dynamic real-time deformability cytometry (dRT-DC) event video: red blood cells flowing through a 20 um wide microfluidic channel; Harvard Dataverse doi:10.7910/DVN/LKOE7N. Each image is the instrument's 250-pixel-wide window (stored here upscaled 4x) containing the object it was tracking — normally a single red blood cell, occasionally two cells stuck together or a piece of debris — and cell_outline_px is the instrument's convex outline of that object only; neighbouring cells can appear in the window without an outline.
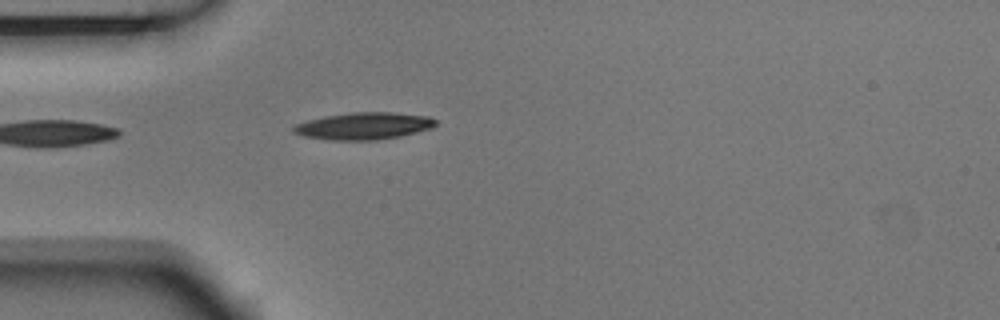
{"species": "Egyptian fruit bat (a non-hibernating species)", "species_latin": "Rousettus aegyptiacus", "temperature_condition": "room temperature", "stored_images_in_passage": 1, "camera_frame_rate_fps": 3000, "um_per_image_px": 0.085, "animal": {"sex": "male"}, "frame": {"image": 1, "passage_image": 1, "time_ms": 0.0, "image_size_px": [1000, 320], "cell_outline_px": [[436, 124], [432, 128], [400, 136], [376, 140], [332, 140], [304, 136], [292, 132], [292, 128], [296, 124], [308, 120], [324, 116], [352, 112], [392, 112], [428, 116], [436, 120]], "centroid_in_image_um": [30.92, 10.7], "position_along_channel_um": 54.1, "area_um2": 22.37}}